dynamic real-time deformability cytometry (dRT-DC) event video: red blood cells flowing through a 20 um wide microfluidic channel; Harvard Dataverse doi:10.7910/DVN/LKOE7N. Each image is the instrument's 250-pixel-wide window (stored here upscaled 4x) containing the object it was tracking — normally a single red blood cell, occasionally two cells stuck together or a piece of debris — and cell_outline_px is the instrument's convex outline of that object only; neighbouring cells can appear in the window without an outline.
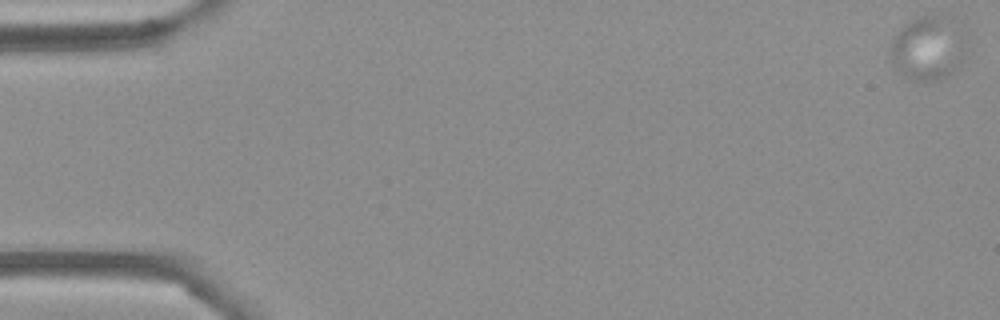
{"species": "Egyptian fruit bat (a non-hibernating species)", "species_latin": "Rousettus aegyptiacus", "temperature_condition": "cold", "stored_images_in_passage": 13, "camera_frame_rate_fps": 3000, "um_per_image_px": 0.085, "frame": {"image": 1, "passage_image": 1, "time_ms": 0.0, "image_size_px": [1000, 320], "cell_outline_px": [[964, 56], [960, 68], [948, 76], [940, 80], [908, 80], [892, 64], [888, 52], [888, 48], [896, 32], [904, 24], [916, 16], [940, 12], [948, 12], [956, 16], [960, 20], [964, 48]], "centroid_in_image_um": [78.91, 4.0], "position_along_channel_um": 6.1, "area_um2": 29.94}}